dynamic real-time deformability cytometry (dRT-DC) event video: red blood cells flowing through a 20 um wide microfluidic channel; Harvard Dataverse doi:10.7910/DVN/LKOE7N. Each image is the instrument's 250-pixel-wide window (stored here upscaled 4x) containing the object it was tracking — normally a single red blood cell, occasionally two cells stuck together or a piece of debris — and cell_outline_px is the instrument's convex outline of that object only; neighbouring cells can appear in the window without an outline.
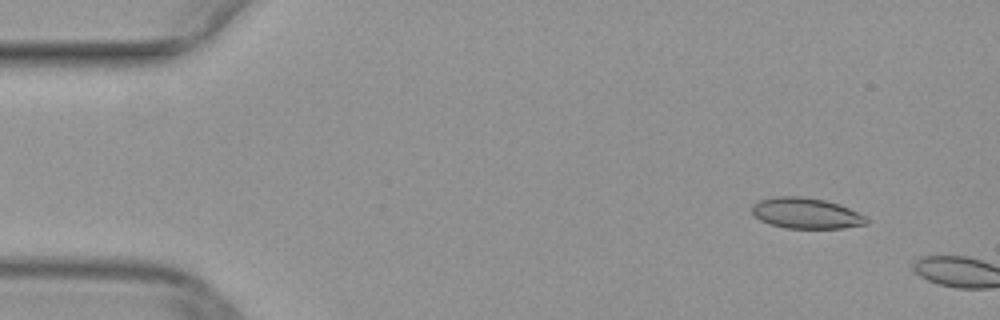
{"species": "common noctule bat (a hibernating species)", "species_latin": "Nyctalus noctula", "temperature_condition": "warm", "stored_images_in_passage": 4, "camera_frame_rate_fps": 3000, "um_per_image_px": 0.085, "animal": {"sex": "female", "body_mass_g": 29.2, "forearm_length_mm": 56.3}, "frame": {"image": 1, "passage_image": 2, "time_ms": 0.333, "image_size_px": [1000, 320], "cell_outline_px": [[868, 224], [844, 228], [784, 228], [768, 224], [752, 216], [752, 204], [760, 200], [776, 196], [800, 196], [824, 200], [840, 204], [864, 216], [868, 220]], "centroid_in_image_um": [68.47, 18.13], "position_along_channel_um": 16.5, "area_um2": 20.63}}